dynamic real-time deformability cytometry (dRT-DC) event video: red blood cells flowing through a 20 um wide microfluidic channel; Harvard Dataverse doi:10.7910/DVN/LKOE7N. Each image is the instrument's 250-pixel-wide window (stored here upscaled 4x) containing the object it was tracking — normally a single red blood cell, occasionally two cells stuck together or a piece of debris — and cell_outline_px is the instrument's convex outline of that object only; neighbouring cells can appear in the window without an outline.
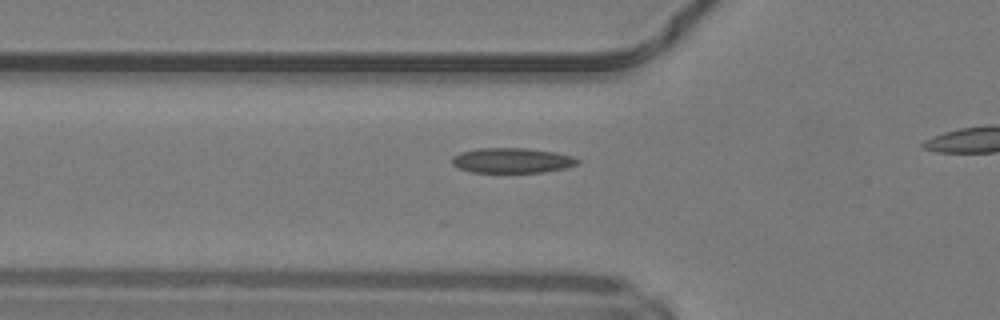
{"species": "common noctule bat (a hibernating species)", "species_latin": "Nyctalus noctula", "temperature_condition": "warm", "stored_images_in_passage": 27, "camera_frame_rate_fps": 3000, "um_per_image_px": 0.085, "animal": {"sex": "male", "body_mass_g": 19.2, "forearm_length_mm": 51.8}, "frame": {"image": 1, "passage_image": 4, "time_ms": 1.0, "image_size_px": [1000, 320], "cell_outline_px": [[580, 164], [564, 168], [544, 172], [472, 172], [460, 168], [452, 164], [452, 156], [460, 152], [480, 148], [528, 148], [556, 152], [572, 156], [580, 160]], "centroid_in_image_um": [43.55, 13.63], "position_along_channel_um": 82.3, "area_um2": 18.38}}
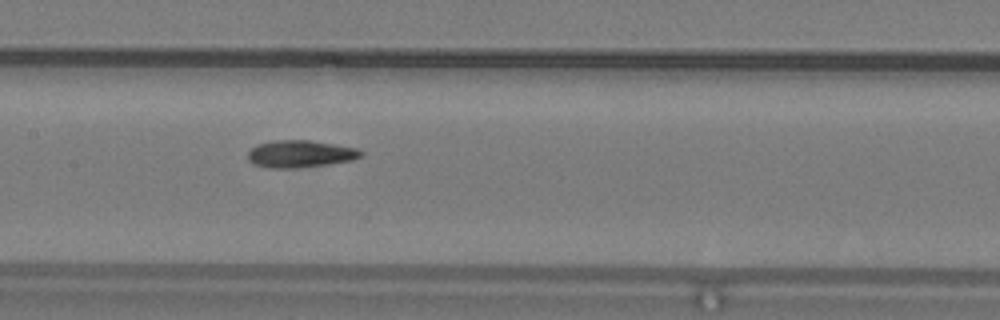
{"frame": {"image": 2, "passage_image": 11, "time_ms": 3.333, "image_size_px": [1000, 320], "cell_outline_px": [[364, 156], [352, 160], [328, 164], [292, 168], [272, 168], [252, 164], [248, 160], [248, 152], [256, 144], [272, 140], [312, 140], [336, 144], [356, 148], [364, 152]], "centroid_in_image_um": [25.53, 13.07], "position_along_channel_um": 181.9, "area_um2": 18.09}}
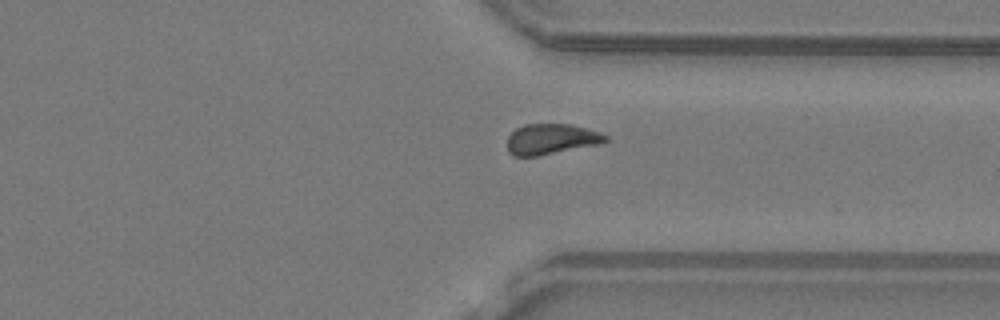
{"frame": {"image": 3, "passage_image": 24, "time_ms": 7.667, "image_size_px": [1000, 320], "cell_outline_px": [[608, 140], [600, 144], [536, 156], [512, 156], [508, 152], [508, 136], [516, 128], [524, 124], [572, 124], [600, 132], [608, 136]], "centroid_in_image_um": [46.85, 11.82], "position_along_channel_um": 364.5, "area_um2": 17.51}}